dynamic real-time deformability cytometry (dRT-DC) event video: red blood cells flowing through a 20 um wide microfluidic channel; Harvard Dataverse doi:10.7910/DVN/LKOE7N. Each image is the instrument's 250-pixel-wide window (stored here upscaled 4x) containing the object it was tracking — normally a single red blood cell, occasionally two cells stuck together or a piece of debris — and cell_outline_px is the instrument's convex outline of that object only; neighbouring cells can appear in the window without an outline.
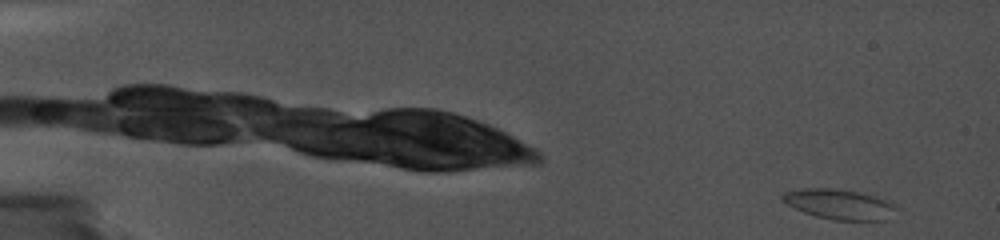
{"species": "common noctule bat (a hibernating species)", "species_latin": "Nyctalus noctula", "temperature_condition": "cold", "stored_images_in_passage": 93, "camera_frame_rate_fps": 5000, "um_per_image_px": 0.085, "animal": {"sex": "female", "body_mass_g": 19.0, "forearm_length_mm": 56.7}, "frame": {"image": 1, "passage_image": 3, "time_ms": 0.4, "image_size_px": [1000, 240], "cell_outline_px": [[900, 208], [884, 220], [832, 220], [816, 216], [804, 212], [780, 200], [780, 196], [784, 192], [800, 188], [836, 188], [876, 196], [892, 200]], "centroid_in_image_um": [71.38, 17.35], "position_along_channel_um": 13.6, "area_um2": 20.23}}
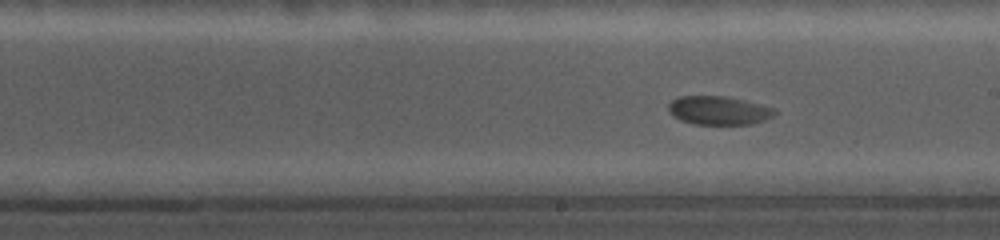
{"frame": {"image": 2, "passage_image": 67, "time_ms": 11.0, "image_size_px": [1000, 240], "cell_outline_px": [[776, 112], [772, 116], [764, 120], [752, 124], [696, 124], [680, 120], [672, 116], [668, 112], [668, 104], [672, 100], [680, 96], [724, 96], [776, 108]], "centroid_in_image_um": [61.05, 9.39], "position_along_channel_um": 227.9, "area_um2": 17.63}}
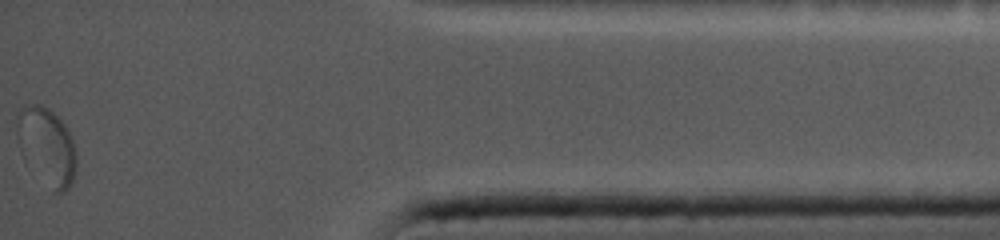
{"frame": {"image": 3, "passage_image": 93, "time_ms": 17.6, "image_size_px": [1000, 240], "cell_outline_px": [[76, 168], [72, 180], [68, 188], [64, 192], [52, 192], [20, 120], [20, 108], [24, 104], [40, 104], [48, 108], [64, 124], [72, 136], [76, 152]], "centroid_in_image_um": [4.28, 12.34], "position_along_channel_um": 430.9, "area_um2": 22.25}}